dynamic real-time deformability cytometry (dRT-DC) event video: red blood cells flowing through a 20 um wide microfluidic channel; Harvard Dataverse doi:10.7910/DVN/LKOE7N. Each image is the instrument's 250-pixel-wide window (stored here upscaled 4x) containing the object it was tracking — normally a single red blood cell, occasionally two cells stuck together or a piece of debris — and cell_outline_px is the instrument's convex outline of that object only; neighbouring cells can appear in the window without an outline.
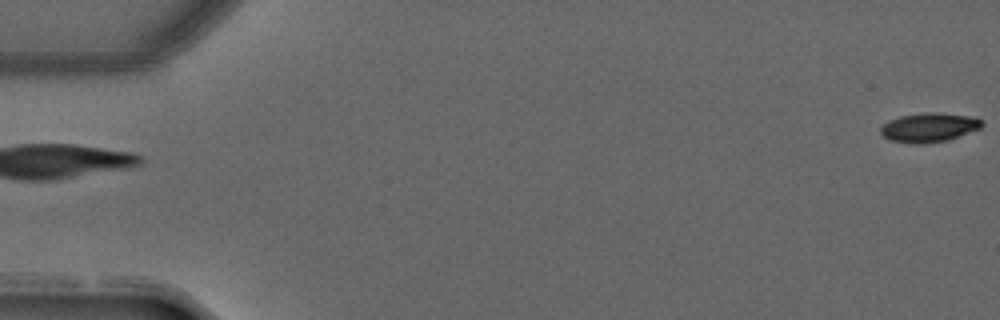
{"species": "common noctule bat (a hibernating species)", "species_latin": "Nyctalus noctula", "temperature_condition": "warm", "stored_images_in_passage": 4, "segment_of_instrument_passage": [2, 2], "camera_frame_rate_fps": 3000, "um_per_image_px": 0.085, "animal": {"sex": "male", "forearm_length_mm": 52.5}, "frame": {"image": 1, "passage_image": 4, "time_ms": 1.0, "image_size_px": [1000, 320], "cell_outline_px": [[984, 124], [980, 128], [948, 140], [924, 144], [916, 144], [892, 140], [884, 136], [880, 132], [880, 128], [888, 120], [900, 116], [924, 112], [936, 112], [972, 116], [984, 120]], "centroid_in_image_um": [78.99, 10.82], "position_along_channel_um": 6.0, "area_um2": 17.28}}